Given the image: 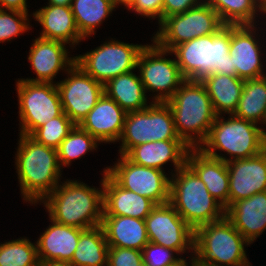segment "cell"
<instances>
[{"instance_id":"cell-2","label":"cell","mask_w":266,"mask_h":266,"mask_svg":"<svg viewBox=\"0 0 266 266\" xmlns=\"http://www.w3.org/2000/svg\"><path fill=\"white\" fill-rule=\"evenodd\" d=\"M166 103L172 111L178 137L189 148H199L217 116L204 83L185 79Z\"/></svg>"},{"instance_id":"cell-9","label":"cell","mask_w":266,"mask_h":266,"mask_svg":"<svg viewBox=\"0 0 266 266\" xmlns=\"http://www.w3.org/2000/svg\"><path fill=\"white\" fill-rule=\"evenodd\" d=\"M159 25L153 41L169 51L183 42L214 34L224 26L218 13L203 1L182 14L166 17Z\"/></svg>"},{"instance_id":"cell-34","label":"cell","mask_w":266,"mask_h":266,"mask_svg":"<svg viewBox=\"0 0 266 266\" xmlns=\"http://www.w3.org/2000/svg\"><path fill=\"white\" fill-rule=\"evenodd\" d=\"M0 266H39L37 246L25 238L0 243Z\"/></svg>"},{"instance_id":"cell-5","label":"cell","mask_w":266,"mask_h":266,"mask_svg":"<svg viewBox=\"0 0 266 266\" xmlns=\"http://www.w3.org/2000/svg\"><path fill=\"white\" fill-rule=\"evenodd\" d=\"M169 203L194 231L226 216L225 207L187 164L171 177Z\"/></svg>"},{"instance_id":"cell-21","label":"cell","mask_w":266,"mask_h":266,"mask_svg":"<svg viewBox=\"0 0 266 266\" xmlns=\"http://www.w3.org/2000/svg\"><path fill=\"white\" fill-rule=\"evenodd\" d=\"M186 164L204 182L209 193L227 209L229 207V172L226 162L206 155L199 148H190Z\"/></svg>"},{"instance_id":"cell-41","label":"cell","mask_w":266,"mask_h":266,"mask_svg":"<svg viewBox=\"0 0 266 266\" xmlns=\"http://www.w3.org/2000/svg\"><path fill=\"white\" fill-rule=\"evenodd\" d=\"M28 12L26 0H0V9Z\"/></svg>"},{"instance_id":"cell-38","label":"cell","mask_w":266,"mask_h":266,"mask_svg":"<svg viewBox=\"0 0 266 266\" xmlns=\"http://www.w3.org/2000/svg\"><path fill=\"white\" fill-rule=\"evenodd\" d=\"M142 261V251L109 247L107 266H137Z\"/></svg>"},{"instance_id":"cell-37","label":"cell","mask_w":266,"mask_h":266,"mask_svg":"<svg viewBox=\"0 0 266 266\" xmlns=\"http://www.w3.org/2000/svg\"><path fill=\"white\" fill-rule=\"evenodd\" d=\"M176 251L162 245L148 242L142 249V261L146 266H170L177 263L181 258H175Z\"/></svg>"},{"instance_id":"cell-45","label":"cell","mask_w":266,"mask_h":266,"mask_svg":"<svg viewBox=\"0 0 266 266\" xmlns=\"http://www.w3.org/2000/svg\"><path fill=\"white\" fill-rule=\"evenodd\" d=\"M255 3L258 5L260 11L266 13V0H254Z\"/></svg>"},{"instance_id":"cell-30","label":"cell","mask_w":266,"mask_h":266,"mask_svg":"<svg viewBox=\"0 0 266 266\" xmlns=\"http://www.w3.org/2000/svg\"><path fill=\"white\" fill-rule=\"evenodd\" d=\"M234 115L255 124L264 122L266 117V76L244 81Z\"/></svg>"},{"instance_id":"cell-15","label":"cell","mask_w":266,"mask_h":266,"mask_svg":"<svg viewBox=\"0 0 266 266\" xmlns=\"http://www.w3.org/2000/svg\"><path fill=\"white\" fill-rule=\"evenodd\" d=\"M149 242L170 248L176 253L194 250V230L168 202L156 205L145 218Z\"/></svg>"},{"instance_id":"cell-16","label":"cell","mask_w":266,"mask_h":266,"mask_svg":"<svg viewBox=\"0 0 266 266\" xmlns=\"http://www.w3.org/2000/svg\"><path fill=\"white\" fill-rule=\"evenodd\" d=\"M229 206L256 193L266 191V149L247 159L227 161Z\"/></svg>"},{"instance_id":"cell-3","label":"cell","mask_w":266,"mask_h":266,"mask_svg":"<svg viewBox=\"0 0 266 266\" xmlns=\"http://www.w3.org/2000/svg\"><path fill=\"white\" fill-rule=\"evenodd\" d=\"M16 167L21 194L32 204L44 200L59 185L57 149L36 142L29 135L20 134Z\"/></svg>"},{"instance_id":"cell-36","label":"cell","mask_w":266,"mask_h":266,"mask_svg":"<svg viewBox=\"0 0 266 266\" xmlns=\"http://www.w3.org/2000/svg\"><path fill=\"white\" fill-rule=\"evenodd\" d=\"M27 16L28 12L0 9V43L10 41L13 37L30 29Z\"/></svg>"},{"instance_id":"cell-28","label":"cell","mask_w":266,"mask_h":266,"mask_svg":"<svg viewBox=\"0 0 266 266\" xmlns=\"http://www.w3.org/2000/svg\"><path fill=\"white\" fill-rule=\"evenodd\" d=\"M104 93L126 112L141 111L147 108V97L140 76L132 71L109 80L104 85Z\"/></svg>"},{"instance_id":"cell-40","label":"cell","mask_w":266,"mask_h":266,"mask_svg":"<svg viewBox=\"0 0 266 266\" xmlns=\"http://www.w3.org/2000/svg\"><path fill=\"white\" fill-rule=\"evenodd\" d=\"M201 3L199 0H163L162 20L172 15L182 14Z\"/></svg>"},{"instance_id":"cell-7","label":"cell","mask_w":266,"mask_h":266,"mask_svg":"<svg viewBox=\"0 0 266 266\" xmlns=\"http://www.w3.org/2000/svg\"><path fill=\"white\" fill-rule=\"evenodd\" d=\"M224 117L216 116L205 142L200 145L206 155L225 162L238 159H247L266 149L262 128L257 124L231 114L227 121ZM206 146V147H204ZM222 150L232 158L218 155L215 150Z\"/></svg>"},{"instance_id":"cell-25","label":"cell","mask_w":266,"mask_h":266,"mask_svg":"<svg viewBox=\"0 0 266 266\" xmlns=\"http://www.w3.org/2000/svg\"><path fill=\"white\" fill-rule=\"evenodd\" d=\"M101 227L109 247L140 250L149 242L145 220L129 216H103Z\"/></svg>"},{"instance_id":"cell-1","label":"cell","mask_w":266,"mask_h":266,"mask_svg":"<svg viewBox=\"0 0 266 266\" xmlns=\"http://www.w3.org/2000/svg\"><path fill=\"white\" fill-rule=\"evenodd\" d=\"M231 25L216 33L197 37L175 46L171 51L184 79L202 81L211 74L236 76L229 54Z\"/></svg>"},{"instance_id":"cell-24","label":"cell","mask_w":266,"mask_h":266,"mask_svg":"<svg viewBox=\"0 0 266 266\" xmlns=\"http://www.w3.org/2000/svg\"><path fill=\"white\" fill-rule=\"evenodd\" d=\"M36 243L39 261H71L84 229L63 225L51 219Z\"/></svg>"},{"instance_id":"cell-6","label":"cell","mask_w":266,"mask_h":266,"mask_svg":"<svg viewBox=\"0 0 266 266\" xmlns=\"http://www.w3.org/2000/svg\"><path fill=\"white\" fill-rule=\"evenodd\" d=\"M246 244L250 243L225 216L194 231V258L202 266H251Z\"/></svg>"},{"instance_id":"cell-39","label":"cell","mask_w":266,"mask_h":266,"mask_svg":"<svg viewBox=\"0 0 266 266\" xmlns=\"http://www.w3.org/2000/svg\"><path fill=\"white\" fill-rule=\"evenodd\" d=\"M136 13L146 17L158 18L159 23L162 21L163 0H135L129 7Z\"/></svg>"},{"instance_id":"cell-10","label":"cell","mask_w":266,"mask_h":266,"mask_svg":"<svg viewBox=\"0 0 266 266\" xmlns=\"http://www.w3.org/2000/svg\"><path fill=\"white\" fill-rule=\"evenodd\" d=\"M20 134L31 135L37 128L63 113L56 84L17 81Z\"/></svg>"},{"instance_id":"cell-17","label":"cell","mask_w":266,"mask_h":266,"mask_svg":"<svg viewBox=\"0 0 266 266\" xmlns=\"http://www.w3.org/2000/svg\"><path fill=\"white\" fill-rule=\"evenodd\" d=\"M254 25H231L229 54L236 76L247 80L266 76L261 64L260 47L254 38Z\"/></svg>"},{"instance_id":"cell-32","label":"cell","mask_w":266,"mask_h":266,"mask_svg":"<svg viewBox=\"0 0 266 266\" xmlns=\"http://www.w3.org/2000/svg\"><path fill=\"white\" fill-rule=\"evenodd\" d=\"M207 1V2H206ZM224 25H254L257 4L254 0H206Z\"/></svg>"},{"instance_id":"cell-27","label":"cell","mask_w":266,"mask_h":266,"mask_svg":"<svg viewBox=\"0 0 266 266\" xmlns=\"http://www.w3.org/2000/svg\"><path fill=\"white\" fill-rule=\"evenodd\" d=\"M244 81L237 76L222 74H211L202 80L217 116L222 112L234 114L239 104Z\"/></svg>"},{"instance_id":"cell-13","label":"cell","mask_w":266,"mask_h":266,"mask_svg":"<svg viewBox=\"0 0 266 266\" xmlns=\"http://www.w3.org/2000/svg\"><path fill=\"white\" fill-rule=\"evenodd\" d=\"M114 167H107L108 173L121 187L152 200L156 205L169 202L170 178L160 169L140 166L125 155Z\"/></svg>"},{"instance_id":"cell-23","label":"cell","mask_w":266,"mask_h":266,"mask_svg":"<svg viewBox=\"0 0 266 266\" xmlns=\"http://www.w3.org/2000/svg\"><path fill=\"white\" fill-rule=\"evenodd\" d=\"M189 149L182 140H162L137 145L125 156L137 165L160 170L162 165L172 161L176 172L186 164Z\"/></svg>"},{"instance_id":"cell-46","label":"cell","mask_w":266,"mask_h":266,"mask_svg":"<svg viewBox=\"0 0 266 266\" xmlns=\"http://www.w3.org/2000/svg\"><path fill=\"white\" fill-rule=\"evenodd\" d=\"M196 263L195 258H192V265H194ZM170 266H188L186 260H184L183 258H181L177 263L170 265Z\"/></svg>"},{"instance_id":"cell-44","label":"cell","mask_w":266,"mask_h":266,"mask_svg":"<svg viewBox=\"0 0 266 266\" xmlns=\"http://www.w3.org/2000/svg\"><path fill=\"white\" fill-rule=\"evenodd\" d=\"M113 2L115 3L116 6L119 4H123L127 8H129L135 2V0H113Z\"/></svg>"},{"instance_id":"cell-14","label":"cell","mask_w":266,"mask_h":266,"mask_svg":"<svg viewBox=\"0 0 266 266\" xmlns=\"http://www.w3.org/2000/svg\"><path fill=\"white\" fill-rule=\"evenodd\" d=\"M66 71L70 77L57 82L63 112L79 125L104 94V85L74 64Z\"/></svg>"},{"instance_id":"cell-20","label":"cell","mask_w":266,"mask_h":266,"mask_svg":"<svg viewBox=\"0 0 266 266\" xmlns=\"http://www.w3.org/2000/svg\"><path fill=\"white\" fill-rule=\"evenodd\" d=\"M65 44L58 40H47L39 37L35 39L30 48L28 60L31 62L37 78L24 80L53 83L52 80L60 69L72 67L75 64V57H68Z\"/></svg>"},{"instance_id":"cell-19","label":"cell","mask_w":266,"mask_h":266,"mask_svg":"<svg viewBox=\"0 0 266 266\" xmlns=\"http://www.w3.org/2000/svg\"><path fill=\"white\" fill-rule=\"evenodd\" d=\"M103 175V216H129L145 220L156 204L147 197L121 187L107 172Z\"/></svg>"},{"instance_id":"cell-31","label":"cell","mask_w":266,"mask_h":266,"mask_svg":"<svg viewBox=\"0 0 266 266\" xmlns=\"http://www.w3.org/2000/svg\"><path fill=\"white\" fill-rule=\"evenodd\" d=\"M115 8L113 0H72L71 4L77 29L84 39L95 34V27Z\"/></svg>"},{"instance_id":"cell-18","label":"cell","mask_w":266,"mask_h":266,"mask_svg":"<svg viewBox=\"0 0 266 266\" xmlns=\"http://www.w3.org/2000/svg\"><path fill=\"white\" fill-rule=\"evenodd\" d=\"M127 112L105 93L90 110L79 126L99 142L119 140Z\"/></svg>"},{"instance_id":"cell-26","label":"cell","mask_w":266,"mask_h":266,"mask_svg":"<svg viewBox=\"0 0 266 266\" xmlns=\"http://www.w3.org/2000/svg\"><path fill=\"white\" fill-rule=\"evenodd\" d=\"M33 16L43 27L39 38L77 44L81 39L71 6L48 5L37 10Z\"/></svg>"},{"instance_id":"cell-48","label":"cell","mask_w":266,"mask_h":266,"mask_svg":"<svg viewBox=\"0 0 266 266\" xmlns=\"http://www.w3.org/2000/svg\"><path fill=\"white\" fill-rule=\"evenodd\" d=\"M137 266H146V264L143 261H141Z\"/></svg>"},{"instance_id":"cell-49","label":"cell","mask_w":266,"mask_h":266,"mask_svg":"<svg viewBox=\"0 0 266 266\" xmlns=\"http://www.w3.org/2000/svg\"><path fill=\"white\" fill-rule=\"evenodd\" d=\"M192 266H202V265H200V264H198V263H195V264L192 265Z\"/></svg>"},{"instance_id":"cell-8","label":"cell","mask_w":266,"mask_h":266,"mask_svg":"<svg viewBox=\"0 0 266 266\" xmlns=\"http://www.w3.org/2000/svg\"><path fill=\"white\" fill-rule=\"evenodd\" d=\"M119 140L122 141L120 155H126L133 147L146 142L181 139L168 104L152 101L144 110L127 112Z\"/></svg>"},{"instance_id":"cell-42","label":"cell","mask_w":266,"mask_h":266,"mask_svg":"<svg viewBox=\"0 0 266 266\" xmlns=\"http://www.w3.org/2000/svg\"><path fill=\"white\" fill-rule=\"evenodd\" d=\"M39 266H74L69 261H39Z\"/></svg>"},{"instance_id":"cell-35","label":"cell","mask_w":266,"mask_h":266,"mask_svg":"<svg viewBox=\"0 0 266 266\" xmlns=\"http://www.w3.org/2000/svg\"><path fill=\"white\" fill-rule=\"evenodd\" d=\"M74 126L75 124L63 112L37 128L30 137L40 144L57 149Z\"/></svg>"},{"instance_id":"cell-29","label":"cell","mask_w":266,"mask_h":266,"mask_svg":"<svg viewBox=\"0 0 266 266\" xmlns=\"http://www.w3.org/2000/svg\"><path fill=\"white\" fill-rule=\"evenodd\" d=\"M109 246L101 225L84 229L74 251V266H107Z\"/></svg>"},{"instance_id":"cell-47","label":"cell","mask_w":266,"mask_h":266,"mask_svg":"<svg viewBox=\"0 0 266 266\" xmlns=\"http://www.w3.org/2000/svg\"><path fill=\"white\" fill-rule=\"evenodd\" d=\"M263 123H265L266 124V117H265V119H264V122ZM262 133H263V136H264V139H265V141H266V132L262 129Z\"/></svg>"},{"instance_id":"cell-43","label":"cell","mask_w":266,"mask_h":266,"mask_svg":"<svg viewBox=\"0 0 266 266\" xmlns=\"http://www.w3.org/2000/svg\"><path fill=\"white\" fill-rule=\"evenodd\" d=\"M49 5H56V6H71L72 0H48Z\"/></svg>"},{"instance_id":"cell-12","label":"cell","mask_w":266,"mask_h":266,"mask_svg":"<svg viewBox=\"0 0 266 266\" xmlns=\"http://www.w3.org/2000/svg\"><path fill=\"white\" fill-rule=\"evenodd\" d=\"M154 44V45H153ZM144 45L137 59V68L145 91L159 92L155 95V102H166L179 89L185 80L176 59L162 57L172 51L159 47L155 42Z\"/></svg>"},{"instance_id":"cell-4","label":"cell","mask_w":266,"mask_h":266,"mask_svg":"<svg viewBox=\"0 0 266 266\" xmlns=\"http://www.w3.org/2000/svg\"><path fill=\"white\" fill-rule=\"evenodd\" d=\"M43 203L50 218L63 225L79 229L101 225L104 214L103 189L68 180L58 185Z\"/></svg>"},{"instance_id":"cell-11","label":"cell","mask_w":266,"mask_h":266,"mask_svg":"<svg viewBox=\"0 0 266 266\" xmlns=\"http://www.w3.org/2000/svg\"><path fill=\"white\" fill-rule=\"evenodd\" d=\"M143 45L112 41L75 57V64L86 74L105 85L109 80L137 67Z\"/></svg>"},{"instance_id":"cell-22","label":"cell","mask_w":266,"mask_h":266,"mask_svg":"<svg viewBox=\"0 0 266 266\" xmlns=\"http://www.w3.org/2000/svg\"><path fill=\"white\" fill-rule=\"evenodd\" d=\"M226 217L251 244L266 229V191L233 202Z\"/></svg>"},{"instance_id":"cell-33","label":"cell","mask_w":266,"mask_h":266,"mask_svg":"<svg viewBox=\"0 0 266 266\" xmlns=\"http://www.w3.org/2000/svg\"><path fill=\"white\" fill-rule=\"evenodd\" d=\"M97 142L98 140L95 137L83 130L79 125H75L57 148L60 165H70L72 159L80 158L88 150L97 148Z\"/></svg>"}]
</instances>
